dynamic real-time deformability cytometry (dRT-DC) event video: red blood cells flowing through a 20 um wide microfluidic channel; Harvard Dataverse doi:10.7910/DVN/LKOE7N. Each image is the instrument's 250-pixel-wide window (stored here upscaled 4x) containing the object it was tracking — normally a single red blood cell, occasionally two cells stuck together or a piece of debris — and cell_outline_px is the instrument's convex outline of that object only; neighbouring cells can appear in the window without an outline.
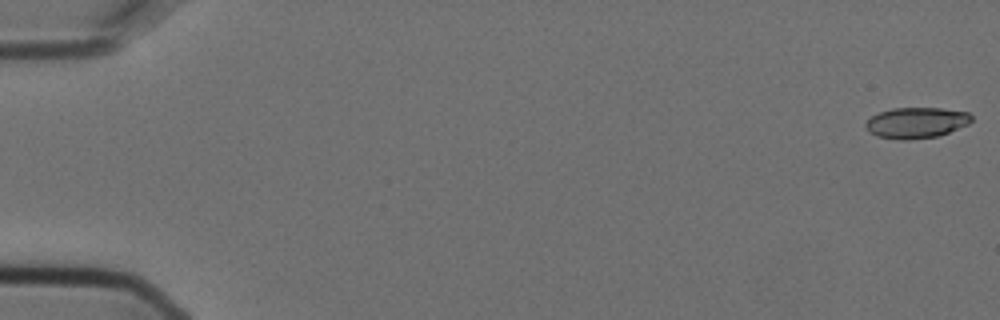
{"species": "Egyptian fruit bat (a non-hibernating species)", "species_latin": "Rousettus aegyptiacus", "temperature_condition": "cold", "stored_images_in_passage": 5, "camera_frame_rate_fps": 3000, "um_per_image_px": 0.085, "animal": {"sex": "female"}, "frame": {"image": 1, "passage_image": 1, "time_ms": 0.0, "image_size_px": [1000, 320], "cell_outline_px": [[972, 120], [968, 124], [948, 132], [936, 136], [908, 140], [900, 140], [876, 136], [868, 132], [864, 124], [872, 116], [880, 112], [892, 108], [940, 108], [968, 112], [972, 116]], "centroid_in_image_um": [77.86, 10.43], "position_along_channel_um": 7.1, "area_um2": 18.96}}
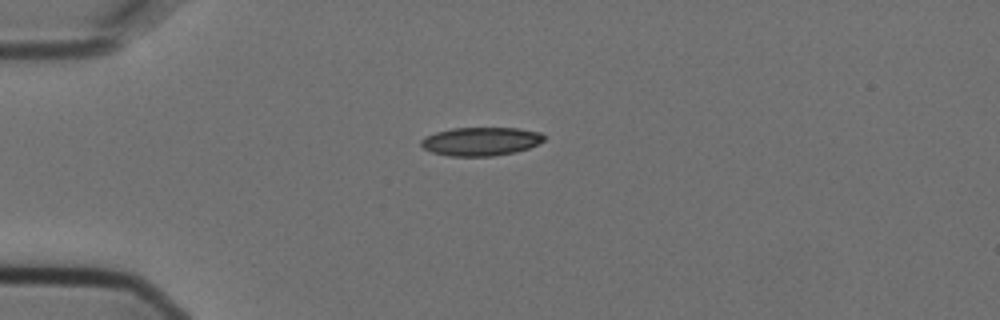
{"frame": {"image": 2, "passage_image": 5, "time_ms": 1.333, "image_size_px": [1000, 320], "cell_outline_px": [[544, 140], [528, 148], [516, 152], [492, 156], [448, 156], [432, 152], [424, 148], [420, 144], [420, 140], [424, 136], [436, 132], [452, 128], [520, 128], [540, 132], [544, 136]], "centroid_in_image_um": [40.84, 12.01], "position_along_channel_um": 44.2, "area_um2": 20.46}}